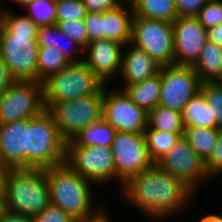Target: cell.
Segmentation results:
<instances>
[{"label": "cell", "instance_id": "1", "mask_svg": "<svg viewBox=\"0 0 222 222\" xmlns=\"http://www.w3.org/2000/svg\"><path fill=\"white\" fill-rule=\"evenodd\" d=\"M123 191L127 200L148 216L166 217L189 201L194 191L154 164L130 178Z\"/></svg>", "mask_w": 222, "mask_h": 222}, {"label": "cell", "instance_id": "2", "mask_svg": "<svg viewBox=\"0 0 222 222\" xmlns=\"http://www.w3.org/2000/svg\"><path fill=\"white\" fill-rule=\"evenodd\" d=\"M37 35L38 26L27 15L0 9V57L15 80L37 81Z\"/></svg>", "mask_w": 222, "mask_h": 222}, {"label": "cell", "instance_id": "3", "mask_svg": "<svg viewBox=\"0 0 222 222\" xmlns=\"http://www.w3.org/2000/svg\"><path fill=\"white\" fill-rule=\"evenodd\" d=\"M45 175L50 204L57 206L77 222L93 218L101 211L92 212L91 181L76 173L67 163L45 168Z\"/></svg>", "mask_w": 222, "mask_h": 222}, {"label": "cell", "instance_id": "4", "mask_svg": "<svg viewBox=\"0 0 222 222\" xmlns=\"http://www.w3.org/2000/svg\"><path fill=\"white\" fill-rule=\"evenodd\" d=\"M50 204L45 168L10 169L1 207L24 216H35Z\"/></svg>", "mask_w": 222, "mask_h": 222}, {"label": "cell", "instance_id": "5", "mask_svg": "<svg viewBox=\"0 0 222 222\" xmlns=\"http://www.w3.org/2000/svg\"><path fill=\"white\" fill-rule=\"evenodd\" d=\"M67 141L61 136L52 115L44 110L28 118L26 168H47L66 161Z\"/></svg>", "mask_w": 222, "mask_h": 222}, {"label": "cell", "instance_id": "6", "mask_svg": "<svg viewBox=\"0 0 222 222\" xmlns=\"http://www.w3.org/2000/svg\"><path fill=\"white\" fill-rule=\"evenodd\" d=\"M45 110L54 103L98 93L105 85L83 62H70L42 82Z\"/></svg>", "mask_w": 222, "mask_h": 222}, {"label": "cell", "instance_id": "7", "mask_svg": "<svg viewBox=\"0 0 222 222\" xmlns=\"http://www.w3.org/2000/svg\"><path fill=\"white\" fill-rule=\"evenodd\" d=\"M47 111L68 142L86 127L103 119V88L93 95L56 102Z\"/></svg>", "mask_w": 222, "mask_h": 222}, {"label": "cell", "instance_id": "8", "mask_svg": "<svg viewBox=\"0 0 222 222\" xmlns=\"http://www.w3.org/2000/svg\"><path fill=\"white\" fill-rule=\"evenodd\" d=\"M144 50L159 65L174 64L173 23L133 16L130 45Z\"/></svg>", "mask_w": 222, "mask_h": 222}, {"label": "cell", "instance_id": "9", "mask_svg": "<svg viewBox=\"0 0 222 222\" xmlns=\"http://www.w3.org/2000/svg\"><path fill=\"white\" fill-rule=\"evenodd\" d=\"M115 177L124 185L130 178L154 165L151 160L144 133L118 131L111 144Z\"/></svg>", "mask_w": 222, "mask_h": 222}, {"label": "cell", "instance_id": "10", "mask_svg": "<svg viewBox=\"0 0 222 222\" xmlns=\"http://www.w3.org/2000/svg\"><path fill=\"white\" fill-rule=\"evenodd\" d=\"M45 110L42 84L16 80L0 96V124L38 116Z\"/></svg>", "mask_w": 222, "mask_h": 222}, {"label": "cell", "instance_id": "11", "mask_svg": "<svg viewBox=\"0 0 222 222\" xmlns=\"http://www.w3.org/2000/svg\"><path fill=\"white\" fill-rule=\"evenodd\" d=\"M160 80L159 105L180 112L200 91L201 82L193 66L176 64L161 66Z\"/></svg>", "mask_w": 222, "mask_h": 222}, {"label": "cell", "instance_id": "12", "mask_svg": "<svg viewBox=\"0 0 222 222\" xmlns=\"http://www.w3.org/2000/svg\"><path fill=\"white\" fill-rule=\"evenodd\" d=\"M65 163L93 183H103L115 178L111 147H67Z\"/></svg>", "mask_w": 222, "mask_h": 222}, {"label": "cell", "instance_id": "13", "mask_svg": "<svg viewBox=\"0 0 222 222\" xmlns=\"http://www.w3.org/2000/svg\"><path fill=\"white\" fill-rule=\"evenodd\" d=\"M103 119L117 132L144 133L148 112L138 107L122 90L109 93L103 87Z\"/></svg>", "mask_w": 222, "mask_h": 222}, {"label": "cell", "instance_id": "14", "mask_svg": "<svg viewBox=\"0 0 222 222\" xmlns=\"http://www.w3.org/2000/svg\"><path fill=\"white\" fill-rule=\"evenodd\" d=\"M155 164L178 180L183 181L193 191L202 179L209 177L205 162L189 146L184 136H181L174 147Z\"/></svg>", "mask_w": 222, "mask_h": 222}, {"label": "cell", "instance_id": "15", "mask_svg": "<svg viewBox=\"0 0 222 222\" xmlns=\"http://www.w3.org/2000/svg\"><path fill=\"white\" fill-rule=\"evenodd\" d=\"M174 64L194 66L208 41L207 30L197 17H178L173 22Z\"/></svg>", "mask_w": 222, "mask_h": 222}, {"label": "cell", "instance_id": "16", "mask_svg": "<svg viewBox=\"0 0 222 222\" xmlns=\"http://www.w3.org/2000/svg\"><path fill=\"white\" fill-rule=\"evenodd\" d=\"M123 47L125 45L110 39L93 40L83 49L88 51L89 56L82 61L104 85H107V80L121 69Z\"/></svg>", "mask_w": 222, "mask_h": 222}, {"label": "cell", "instance_id": "17", "mask_svg": "<svg viewBox=\"0 0 222 222\" xmlns=\"http://www.w3.org/2000/svg\"><path fill=\"white\" fill-rule=\"evenodd\" d=\"M28 119L0 124V163L10 169L26 168Z\"/></svg>", "mask_w": 222, "mask_h": 222}, {"label": "cell", "instance_id": "18", "mask_svg": "<svg viewBox=\"0 0 222 222\" xmlns=\"http://www.w3.org/2000/svg\"><path fill=\"white\" fill-rule=\"evenodd\" d=\"M161 65L151 58L144 50L131 45L130 50L122 56L119 72L126 85L141 82L159 73Z\"/></svg>", "mask_w": 222, "mask_h": 222}, {"label": "cell", "instance_id": "19", "mask_svg": "<svg viewBox=\"0 0 222 222\" xmlns=\"http://www.w3.org/2000/svg\"><path fill=\"white\" fill-rule=\"evenodd\" d=\"M130 13L121 4L115 9L102 13V39H110L128 46L131 40L133 9Z\"/></svg>", "mask_w": 222, "mask_h": 222}, {"label": "cell", "instance_id": "20", "mask_svg": "<svg viewBox=\"0 0 222 222\" xmlns=\"http://www.w3.org/2000/svg\"><path fill=\"white\" fill-rule=\"evenodd\" d=\"M181 113L184 128H217L214 107L207 103L206 97L201 91L191 98Z\"/></svg>", "mask_w": 222, "mask_h": 222}, {"label": "cell", "instance_id": "21", "mask_svg": "<svg viewBox=\"0 0 222 222\" xmlns=\"http://www.w3.org/2000/svg\"><path fill=\"white\" fill-rule=\"evenodd\" d=\"M122 90L138 107L149 112L159 105L161 92L160 71L158 74L141 82L126 85Z\"/></svg>", "mask_w": 222, "mask_h": 222}, {"label": "cell", "instance_id": "22", "mask_svg": "<svg viewBox=\"0 0 222 222\" xmlns=\"http://www.w3.org/2000/svg\"><path fill=\"white\" fill-rule=\"evenodd\" d=\"M116 130L104 119L96 122L67 142V147L100 146L111 147Z\"/></svg>", "mask_w": 222, "mask_h": 222}, {"label": "cell", "instance_id": "23", "mask_svg": "<svg viewBox=\"0 0 222 222\" xmlns=\"http://www.w3.org/2000/svg\"><path fill=\"white\" fill-rule=\"evenodd\" d=\"M133 9V16L173 23L178 14L175 0H127Z\"/></svg>", "mask_w": 222, "mask_h": 222}, {"label": "cell", "instance_id": "24", "mask_svg": "<svg viewBox=\"0 0 222 222\" xmlns=\"http://www.w3.org/2000/svg\"><path fill=\"white\" fill-rule=\"evenodd\" d=\"M200 82H213L222 70V47L209 40L193 66Z\"/></svg>", "mask_w": 222, "mask_h": 222}, {"label": "cell", "instance_id": "25", "mask_svg": "<svg viewBox=\"0 0 222 222\" xmlns=\"http://www.w3.org/2000/svg\"><path fill=\"white\" fill-rule=\"evenodd\" d=\"M218 130V128L187 127L183 136L195 153L206 162L216 146Z\"/></svg>", "mask_w": 222, "mask_h": 222}, {"label": "cell", "instance_id": "26", "mask_svg": "<svg viewBox=\"0 0 222 222\" xmlns=\"http://www.w3.org/2000/svg\"><path fill=\"white\" fill-rule=\"evenodd\" d=\"M63 38L68 40V44L70 47L66 48L67 46H64L65 44H60L59 40ZM62 40V39H61ZM37 42L39 47H53L54 49H57L60 51L66 59H68L70 62H80L83 59H76L74 56H72V53H74V50H80L83 51V49L70 37H68L65 33L60 31L56 24L54 25H46V26H39L38 27V35H37ZM71 44V45H70ZM72 45H75L74 48ZM72 47V48H71Z\"/></svg>", "mask_w": 222, "mask_h": 222}, {"label": "cell", "instance_id": "27", "mask_svg": "<svg viewBox=\"0 0 222 222\" xmlns=\"http://www.w3.org/2000/svg\"><path fill=\"white\" fill-rule=\"evenodd\" d=\"M147 129L170 133H184L185 128L182 123V113L175 109L157 105L148 112Z\"/></svg>", "mask_w": 222, "mask_h": 222}, {"label": "cell", "instance_id": "28", "mask_svg": "<svg viewBox=\"0 0 222 222\" xmlns=\"http://www.w3.org/2000/svg\"><path fill=\"white\" fill-rule=\"evenodd\" d=\"M184 133H170L155 129H146L144 136L148 153L154 164L168 153Z\"/></svg>", "mask_w": 222, "mask_h": 222}, {"label": "cell", "instance_id": "29", "mask_svg": "<svg viewBox=\"0 0 222 222\" xmlns=\"http://www.w3.org/2000/svg\"><path fill=\"white\" fill-rule=\"evenodd\" d=\"M70 61L53 47H39L37 59V81L42 82L48 76L65 68Z\"/></svg>", "mask_w": 222, "mask_h": 222}, {"label": "cell", "instance_id": "30", "mask_svg": "<svg viewBox=\"0 0 222 222\" xmlns=\"http://www.w3.org/2000/svg\"><path fill=\"white\" fill-rule=\"evenodd\" d=\"M27 16L39 27L56 24V0H36L27 5Z\"/></svg>", "mask_w": 222, "mask_h": 222}, {"label": "cell", "instance_id": "31", "mask_svg": "<svg viewBox=\"0 0 222 222\" xmlns=\"http://www.w3.org/2000/svg\"><path fill=\"white\" fill-rule=\"evenodd\" d=\"M87 13L82 0H56V22L84 20Z\"/></svg>", "mask_w": 222, "mask_h": 222}, {"label": "cell", "instance_id": "32", "mask_svg": "<svg viewBox=\"0 0 222 222\" xmlns=\"http://www.w3.org/2000/svg\"><path fill=\"white\" fill-rule=\"evenodd\" d=\"M60 31L75 41L82 49L89 44L88 32L84 20L56 22Z\"/></svg>", "mask_w": 222, "mask_h": 222}, {"label": "cell", "instance_id": "33", "mask_svg": "<svg viewBox=\"0 0 222 222\" xmlns=\"http://www.w3.org/2000/svg\"><path fill=\"white\" fill-rule=\"evenodd\" d=\"M196 17L205 29L221 24L222 0H209Z\"/></svg>", "mask_w": 222, "mask_h": 222}, {"label": "cell", "instance_id": "34", "mask_svg": "<svg viewBox=\"0 0 222 222\" xmlns=\"http://www.w3.org/2000/svg\"><path fill=\"white\" fill-rule=\"evenodd\" d=\"M200 91L206 97L207 103L214 107L217 128L222 129V88L213 82H202Z\"/></svg>", "mask_w": 222, "mask_h": 222}, {"label": "cell", "instance_id": "35", "mask_svg": "<svg viewBox=\"0 0 222 222\" xmlns=\"http://www.w3.org/2000/svg\"><path fill=\"white\" fill-rule=\"evenodd\" d=\"M33 220L34 222H77L69 214L52 204L33 216Z\"/></svg>", "mask_w": 222, "mask_h": 222}, {"label": "cell", "instance_id": "36", "mask_svg": "<svg viewBox=\"0 0 222 222\" xmlns=\"http://www.w3.org/2000/svg\"><path fill=\"white\" fill-rule=\"evenodd\" d=\"M205 167L209 177L222 172V129L218 130L216 146Z\"/></svg>", "mask_w": 222, "mask_h": 222}, {"label": "cell", "instance_id": "37", "mask_svg": "<svg viewBox=\"0 0 222 222\" xmlns=\"http://www.w3.org/2000/svg\"><path fill=\"white\" fill-rule=\"evenodd\" d=\"M209 0H175L178 17H196Z\"/></svg>", "mask_w": 222, "mask_h": 222}, {"label": "cell", "instance_id": "38", "mask_svg": "<svg viewBox=\"0 0 222 222\" xmlns=\"http://www.w3.org/2000/svg\"><path fill=\"white\" fill-rule=\"evenodd\" d=\"M89 42L102 39V13L88 12L84 18Z\"/></svg>", "mask_w": 222, "mask_h": 222}, {"label": "cell", "instance_id": "39", "mask_svg": "<svg viewBox=\"0 0 222 222\" xmlns=\"http://www.w3.org/2000/svg\"><path fill=\"white\" fill-rule=\"evenodd\" d=\"M88 12L103 13L115 9L122 3L118 0H82Z\"/></svg>", "mask_w": 222, "mask_h": 222}, {"label": "cell", "instance_id": "40", "mask_svg": "<svg viewBox=\"0 0 222 222\" xmlns=\"http://www.w3.org/2000/svg\"><path fill=\"white\" fill-rule=\"evenodd\" d=\"M15 81L3 59L0 57V96H2Z\"/></svg>", "mask_w": 222, "mask_h": 222}, {"label": "cell", "instance_id": "41", "mask_svg": "<svg viewBox=\"0 0 222 222\" xmlns=\"http://www.w3.org/2000/svg\"><path fill=\"white\" fill-rule=\"evenodd\" d=\"M0 222H34L33 217L9 212L0 207Z\"/></svg>", "mask_w": 222, "mask_h": 222}, {"label": "cell", "instance_id": "42", "mask_svg": "<svg viewBox=\"0 0 222 222\" xmlns=\"http://www.w3.org/2000/svg\"><path fill=\"white\" fill-rule=\"evenodd\" d=\"M206 30L208 40L222 47V23Z\"/></svg>", "mask_w": 222, "mask_h": 222}, {"label": "cell", "instance_id": "43", "mask_svg": "<svg viewBox=\"0 0 222 222\" xmlns=\"http://www.w3.org/2000/svg\"><path fill=\"white\" fill-rule=\"evenodd\" d=\"M9 170H10V168L8 166L0 163V207L3 202L5 179H6V175L9 172Z\"/></svg>", "mask_w": 222, "mask_h": 222}, {"label": "cell", "instance_id": "44", "mask_svg": "<svg viewBox=\"0 0 222 222\" xmlns=\"http://www.w3.org/2000/svg\"><path fill=\"white\" fill-rule=\"evenodd\" d=\"M104 211L101 210L96 216L90 219H86L83 221H78V222H110L107 214L103 213Z\"/></svg>", "mask_w": 222, "mask_h": 222}, {"label": "cell", "instance_id": "45", "mask_svg": "<svg viewBox=\"0 0 222 222\" xmlns=\"http://www.w3.org/2000/svg\"><path fill=\"white\" fill-rule=\"evenodd\" d=\"M199 222H222V216L217 214H210L204 216Z\"/></svg>", "mask_w": 222, "mask_h": 222}, {"label": "cell", "instance_id": "46", "mask_svg": "<svg viewBox=\"0 0 222 222\" xmlns=\"http://www.w3.org/2000/svg\"><path fill=\"white\" fill-rule=\"evenodd\" d=\"M13 1L17 2V4H19L23 7H26L27 5L33 3L36 0H13Z\"/></svg>", "mask_w": 222, "mask_h": 222}, {"label": "cell", "instance_id": "47", "mask_svg": "<svg viewBox=\"0 0 222 222\" xmlns=\"http://www.w3.org/2000/svg\"><path fill=\"white\" fill-rule=\"evenodd\" d=\"M213 83L218 86L219 88H222V70L221 73L216 77V79L213 81Z\"/></svg>", "mask_w": 222, "mask_h": 222}]
</instances>
